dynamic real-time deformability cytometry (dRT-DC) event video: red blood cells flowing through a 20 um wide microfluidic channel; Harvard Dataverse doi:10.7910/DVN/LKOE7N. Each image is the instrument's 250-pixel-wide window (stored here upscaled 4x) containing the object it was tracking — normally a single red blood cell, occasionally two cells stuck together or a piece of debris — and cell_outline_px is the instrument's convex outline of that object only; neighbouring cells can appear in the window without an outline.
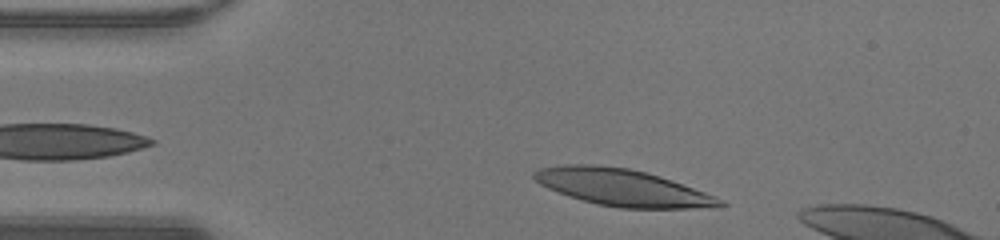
{"species": "human", "species_latin": "Homo sapiens", "temperature_condition": "warm", "stored_images_in_passage": 9, "camera_frame_rate_fps": 3000, "um_per_image_px": 0.085, "donor": {"sex": "male"}, "frame": {"image": 1, "passage_image": 3, "time_ms": 0.667, "image_size_px": [1000, 240], "cell_outline_px": [[728, 204], [720, 208], [620, 208], [596, 204], [568, 196], [548, 188], [540, 184], [532, 176], [532, 172], [540, 168], [564, 164], [596, 164], [628, 168], [660, 176], [672, 180], [716, 196], [724, 200]], "centroid_in_image_um": [52.94, 15.94], "position_along_channel_um": 32.1, "area_um2": 40.11}}